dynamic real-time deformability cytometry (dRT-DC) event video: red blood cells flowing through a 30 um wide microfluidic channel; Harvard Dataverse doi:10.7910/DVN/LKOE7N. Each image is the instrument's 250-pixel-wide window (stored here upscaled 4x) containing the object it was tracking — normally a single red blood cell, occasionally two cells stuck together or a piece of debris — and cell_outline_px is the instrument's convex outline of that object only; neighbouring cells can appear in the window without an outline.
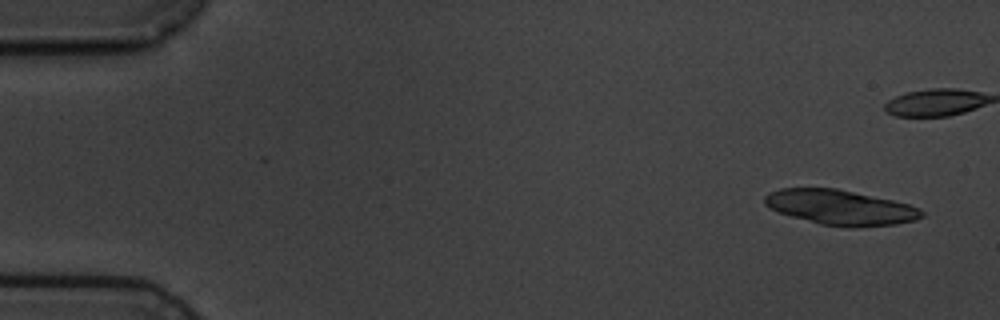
{"species": "common noctule bat (a hibernating species)", "species_latin": "Nyctalus noctula", "temperature_condition": "cold", "stored_images_in_passage": 3, "camera_frame_rate_fps": 3000, "um_per_image_px": 0.085, "animal": {"sex": "male", "body_mass_g": 19.5, "forearm_length_mm": 54.6}, "frame": {"image": 1, "passage_image": 1, "time_ms": 0.0, "image_size_px": [1000, 320], "cell_outline_px": [[924, 216], [916, 220], [896, 224], [852, 228], [848, 228], [820, 224], [792, 216], [780, 212], [764, 204], [764, 196], [768, 192], [780, 188], [836, 188], [892, 200], [908, 204], [920, 208], [924, 212]], "centroid_in_image_um": [71.45, 17.63], "position_along_channel_um": 13.5, "area_um2": 32.02}}